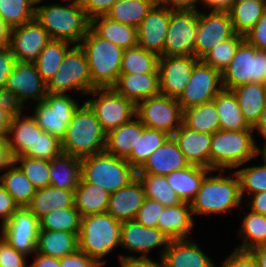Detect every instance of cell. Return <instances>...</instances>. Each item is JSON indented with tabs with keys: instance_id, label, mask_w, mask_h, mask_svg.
<instances>
[{
	"instance_id": "6da1fadb",
	"label": "cell",
	"mask_w": 266,
	"mask_h": 267,
	"mask_svg": "<svg viewBox=\"0 0 266 267\" xmlns=\"http://www.w3.org/2000/svg\"><path fill=\"white\" fill-rule=\"evenodd\" d=\"M69 1L71 3L68 6L52 3L36 7L35 19L47 31L50 39L79 45L90 28V20L80 0Z\"/></svg>"
},
{
	"instance_id": "7a4b0ae2",
	"label": "cell",
	"mask_w": 266,
	"mask_h": 267,
	"mask_svg": "<svg viewBox=\"0 0 266 267\" xmlns=\"http://www.w3.org/2000/svg\"><path fill=\"white\" fill-rule=\"evenodd\" d=\"M106 133L95 112L84 102L75 111L61 139L62 153L85 158L105 150Z\"/></svg>"
},
{
	"instance_id": "3957f363",
	"label": "cell",
	"mask_w": 266,
	"mask_h": 267,
	"mask_svg": "<svg viewBox=\"0 0 266 267\" xmlns=\"http://www.w3.org/2000/svg\"><path fill=\"white\" fill-rule=\"evenodd\" d=\"M254 129L221 130L212 134L210 170L220 172L238 168L261 155L253 136Z\"/></svg>"
},
{
	"instance_id": "277c9868",
	"label": "cell",
	"mask_w": 266,
	"mask_h": 267,
	"mask_svg": "<svg viewBox=\"0 0 266 267\" xmlns=\"http://www.w3.org/2000/svg\"><path fill=\"white\" fill-rule=\"evenodd\" d=\"M79 46L87 58L92 83L97 88L112 87L120 74L124 50L102 39L91 28Z\"/></svg>"
},
{
	"instance_id": "5b68a950",
	"label": "cell",
	"mask_w": 266,
	"mask_h": 267,
	"mask_svg": "<svg viewBox=\"0 0 266 267\" xmlns=\"http://www.w3.org/2000/svg\"><path fill=\"white\" fill-rule=\"evenodd\" d=\"M121 224L107 212L82 217L78 249L97 264H104L101 259L120 245Z\"/></svg>"
},
{
	"instance_id": "8992f818",
	"label": "cell",
	"mask_w": 266,
	"mask_h": 267,
	"mask_svg": "<svg viewBox=\"0 0 266 267\" xmlns=\"http://www.w3.org/2000/svg\"><path fill=\"white\" fill-rule=\"evenodd\" d=\"M136 170L126 159L105 150L81 159V181L114 193L136 177Z\"/></svg>"
},
{
	"instance_id": "52a82bcc",
	"label": "cell",
	"mask_w": 266,
	"mask_h": 267,
	"mask_svg": "<svg viewBox=\"0 0 266 267\" xmlns=\"http://www.w3.org/2000/svg\"><path fill=\"white\" fill-rule=\"evenodd\" d=\"M232 176L219 174L208 177L207 174L195 199L190 203L192 214H218L231 211V208H238L242 201L240 180L235 171Z\"/></svg>"
},
{
	"instance_id": "ba28073f",
	"label": "cell",
	"mask_w": 266,
	"mask_h": 267,
	"mask_svg": "<svg viewBox=\"0 0 266 267\" xmlns=\"http://www.w3.org/2000/svg\"><path fill=\"white\" fill-rule=\"evenodd\" d=\"M221 75L223 89L227 90L248 83L266 84V51L258 50L244 39Z\"/></svg>"
},
{
	"instance_id": "9c48e42d",
	"label": "cell",
	"mask_w": 266,
	"mask_h": 267,
	"mask_svg": "<svg viewBox=\"0 0 266 267\" xmlns=\"http://www.w3.org/2000/svg\"><path fill=\"white\" fill-rule=\"evenodd\" d=\"M95 88L87 58L79 45L72 46L65 54L58 71L47 83L48 93L66 94L69 90H80L87 95Z\"/></svg>"
},
{
	"instance_id": "30bf717a",
	"label": "cell",
	"mask_w": 266,
	"mask_h": 267,
	"mask_svg": "<svg viewBox=\"0 0 266 267\" xmlns=\"http://www.w3.org/2000/svg\"><path fill=\"white\" fill-rule=\"evenodd\" d=\"M99 95L85 101L95 112L103 131L107 134L136 117V105L118 94L112 87L95 88L88 95Z\"/></svg>"
},
{
	"instance_id": "8fae6325",
	"label": "cell",
	"mask_w": 266,
	"mask_h": 267,
	"mask_svg": "<svg viewBox=\"0 0 266 267\" xmlns=\"http://www.w3.org/2000/svg\"><path fill=\"white\" fill-rule=\"evenodd\" d=\"M79 106L67 94L47 93L44 101L36 103L32 117L43 131L61 140Z\"/></svg>"
},
{
	"instance_id": "7c38bea8",
	"label": "cell",
	"mask_w": 266,
	"mask_h": 267,
	"mask_svg": "<svg viewBox=\"0 0 266 267\" xmlns=\"http://www.w3.org/2000/svg\"><path fill=\"white\" fill-rule=\"evenodd\" d=\"M136 116L145 127L172 136L182 125L183 110L176 98L159 94L140 102L136 106Z\"/></svg>"
},
{
	"instance_id": "4fadbf2b",
	"label": "cell",
	"mask_w": 266,
	"mask_h": 267,
	"mask_svg": "<svg viewBox=\"0 0 266 267\" xmlns=\"http://www.w3.org/2000/svg\"><path fill=\"white\" fill-rule=\"evenodd\" d=\"M198 10L170 11L163 56H194Z\"/></svg>"
},
{
	"instance_id": "5bb4252c",
	"label": "cell",
	"mask_w": 266,
	"mask_h": 267,
	"mask_svg": "<svg viewBox=\"0 0 266 267\" xmlns=\"http://www.w3.org/2000/svg\"><path fill=\"white\" fill-rule=\"evenodd\" d=\"M223 89L221 72L199 60L182 94L177 98L182 110L213 101Z\"/></svg>"
},
{
	"instance_id": "9a60e30c",
	"label": "cell",
	"mask_w": 266,
	"mask_h": 267,
	"mask_svg": "<svg viewBox=\"0 0 266 267\" xmlns=\"http://www.w3.org/2000/svg\"><path fill=\"white\" fill-rule=\"evenodd\" d=\"M235 34L228 11L198 12L194 56L201 60L213 47Z\"/></svg>"
},
{
	"instance_id": "2e32d148",
	"label": "cell",
	"mask_w": 266,
	"mask_h": 267,
	"mask_svg": "<svg viewBox=\"0 0 266 267\" xmlns=\"http://www.w3.org/2000/svg\"><path fill=\"white\" fill-rule=\"evenodd\" d=\"M39 230L38 218L27 207H19L11 218L1 225V237L18 252L28 256L36 253Z\"/></svg>"
},
{
	"instance_id": "e0dca14e",
	"label": "cell",
	"mask_w": 266,
	"mask_h": 267,
	"mask_svg": "<svg viewBox=\"0 0 266 267\" xmlns=\"http://www.w3.org/2000/svg\"><path fill=\"white\" fill-rule=\"evenodd\" d=\"M198 61L195 56H159L160 94L177 99L188 84Z\"/></svg>"
},
{
	"instance_id": "ac0fdd59",
	"label": "cell",
	"mask_w": 266,
	"mask_h": 267,
	"mask_svg": "<svg viewBox=\"0 0 266 267\" xmlns=\"http://www.w3.org/2000/svg\"><path fill=\"white\" fill-rule=\"evenodd\" d=\"M50 40L47 31L34 18L12 28L9 46L16 61L34 63Z\"/></svg>"
},
{
	"instance_id": "d6986e66",
	"label": "cell",
	"mask_w": 266,
	"mask_h": 267,
	"mask_svg": "<svg viewBox=\"0 0 266 267\" xmlns=\"http://www.w3.org/2000/svg\"><path fill=\"white\" fill-rule=\"evenodd\" d=\"M5 88L14 92L21 104L28 100L44 101L47 92V83L38 73L35 63L16 62L11 74L8 75Z\"/></svg>"
},
{
	"instance_id": "ffe728a7",
	"label": "cell",
	"mask_w": 266,
	"mask_h": 267,
	"mask_svg": "<svg viewBox=\"0 0 266 267\" xmlns=\"http://www.w3.org/2000/svg\"><path fill=\"white\" fill-rule=\"evenodd\" d=\"M170 240L157 227H146L135 220L124 221L121 224L120 245L130 252H139L140 257H147L151 249L163 245L161 259Z\"/></svg>"
},
{
	"instance_id": "44dd1931",
	"label": "cell",
	"mask_w": 266,
	"mask_h": 267,
	"mask_svg": "<svg viewBox=\"0 0 266 267\" xmlns=\"http://www.w3.org/2000/svg\"><path fill=\"white\" fill-rule=\"evenodd\" d=\"M170 10L154 6L137 28L138 45L158 56H163Z\"/></svg>"
},
{
	"instance_id": "7402d4cb",
	"label": "cell",
	"mask_w": 266,
	"mask_h": 267,
	"mask_svg": "<svg viewBox=\"0 0 266 267\" xmlns=\"http://www.w3.org/2000/svg\"><path fill=\"white\" fill-rule=\"evenodd\" d=\"M190 164L180 151L178 143L169 136L166 141L156 149L137 170L136 174H154L167 176L173 171L181 170Z\"/></svg>"
},
{
	"instance_id": "603a6c76",
	"label": "cell",
	"mask_w": 266,
	"mask_h": 267,
	"mask_svg": "<svg viewBox=\"0 0 266 267\" xmlns=\"http://www.w3.org/2000/svg\"><path fill=\"white\" fill-rule=\"evenodd\" d=\"M145 198L142 183L136 176L127 185L110 194L106 212L120 222L134 220Z\"/></svg>"
},
{
	"instance_id": "cb8c5ba5",
	"label": "cell",
	"mask_w": 266,
	"mask_h": 267,
	"mask_svg": "<svg viewBox=\"0 0 266 267\" xmlns=\"http://www.w3.org/2000/svg\"><path fill=\"white\" fill-rule=\"evenodd\" d=\"M172 136L190 165L210 169L212 134L197 132L182 123Z\"/></svg>"
},
{
	"instance_id": "d4e9b609",
	"label": "cell",
	"mask_w": 266,
	"mask_h": 267,
	"mask_svg": "<svg viewBox=\"0 0 266 267\" xmlns=\"http://www.w3.org/2000/svg\"><path fill=\"white\" fill-rule=\"evenodd\" d=\"M161 260L162 267H215L195 241L171 239Z\"/></svg>"
},
{
	"instance_id": "484cf974",
	"label": "cell",
	"mask_w": 266,
	"mask_h": 267,
	"mask_svg": "<svg viewBox=\"0 0 266 267\" xmlns=\"http://www.w3.org/2000/svg\"><path fill=\"white\" fill-rule=\"evenodd\" d=\"M112 88L137 106L144 99L160 94L159 73L119 74Z\"/></svg>"
},
{
	"instance_id": "4316f807",
	"label": "cell",
	"mask_w": 266,
	"mask_h": 267,
	"mask_svg": "<svg viewBox=\"0 0 266 267\" xmlns=\"http://www.w3.org/2000/svg\"><path fill=\"white\" fill-rule=\"evenodd\" d=\"M37 131L43 130L32 115L22 118L20 114L12 117L6 140L14 158L31 157L36 152ZM10 134L12 138L9 137Z\"/></svg>"
},
{
	"instance_id": "83f0119b",
	"label": "cell",
	"mask_w": 266,
	"mask_h": 267,
	"mask_svg": "<svg viewBox=\"0 0 266 267\" xmlns=\"http://www.w3.org/2000/svg\"><path fill=\"white\" fill-rule=\"evenodd\" d=\"M191 204L182 202L166 206L157 222V228L170 239L188 238L194 226Z\"/></svg>"
},
{
	"instance_id": "f1b7e54d",
	"label": "cell",
	"mask_w": 266,
	"mask_h": 267,
	"mask_svg": "<svg viewBox=\"0 0 266 267\" xmlns=\"http://www.w3.org/2000/svg\"><path fill=\"white\" fill-rule=\"evenodd\" d=\"M144 129L145 126L136 116V120L132 119L109 131L106 134L105 151L119 158L127 159Z\"/></svg>"
},
{
	"instance_id": "f546056e",
	"label": "cell",
	"mask_w": 266,
	"mask_h": 267,
	"mask_svg": "<svg viewBox=\"0 0 266 267\" xmlns=\"http://www.w3.org/2000/svg\"><path fill=\"white\" fill-rule=\"evenodd\" d=\"M240 107L245 121L254 127L262 114L266 101L265 83H248L231 90Z\"/></svg>"
},
{
	"instance_id": "4dcf8cb0",
	"label": "cell",
	"mask_w": 266,
	"mask_h": 267,
	"mask_svg": "<svg viewBox=\"0 0 266 267\" xmlns=\"http://www.w3.org/2000/svg\"><path fill=\"white\" fill-rule=\"evenodd\" d=\"M74 207V191L47 186L35 191L27 208L40 220L55 209Z\"/></svg>"
},
{
	"instance_id": "1f68e13d",
	"label": "cell",
	"mask_w": 266,
	"mask_h": 267,
	"mask_svg": "<svg viewBox=\"0 0 266 267\" xmlns=\"http://www.w3.org/2000/svg\"><path fill=\"white\" fill-rule=\"evenodd\" d=\"M90 28L102 39L108 40L123 50L138 45L137 29L122 24L106 16H98L90 21Z\"/></svg>"
},
{
	"instance_id": "d6a6232c",
	"label": "cell",
	"mask_w": 266,
	"mask_h": 267,
	"mask_svg": "<svg viewBox=\"0 0 266 267\" xmlns=\"http://www.w3.org/2000/svg\"><path fill=\"white\" fill-rule=\"evenodd\" d=\"M210 172L212 170L208 168L189 165L184 169L173 171L166 176V179L182 202L191 203L195 199L204 177Z\"/></svg>"
},
{
	"instance_id": "836d02e7",
	"label": "cell",
	"mask_w": 266,
	"mask_h": 267,
	"mask_svg": "<svg viewBox=\"0 0 266 267\" xmlns=\"http://www.w3.org/2000/svg\"><path fill=\"white\" fill-rule=\"evenodd\" d=\"M49 173L51 186L75 191L81 179V159L61 153L50 161Z\"/></svg>"
},
{
	"instance_id": "e575fe53",
	"label": "cell",
	"mask_w": 266,
	"mask_h": 267,
	"mask_svg": "<svg viewBox=\"0 0 266 267\" xmlns=\"http://www.w3.org/2000/svg\"><path fill=\"white\" fill-rule=\"evenodd\" d=\"M78 249V235L67 231L39 230L36 253L62 258Z\"/></svg>"
},
{
	"instance_id": "d590c367",
	"label": "cell",
	"mask_w": 266,
	"mask_h": 267,
	"mask_svg": "<svg viewBox=\"0 0 266 267\" xmlns=\"http://www.w3.org/2000/svg\"><path fill=\"white\" fill-rule=\"evenodd\" d=\"M110 193L100 186L80 180L74 191V207L81 217L105 213L109 204Z\"/></svg>"
},
{
	"instance_id": "8d00e7d4",
	"label": "cell",
	"mask_w": 266,
	"mask_h": 267,
	"mask_svg": "<svg viewBox=\"0 0 266 267\" xmlns=\"http://www.w3.org/2000/svg\"><path fill=\"white\" fill-rule=\"evenodd\" d=\"M266 10V0H235L228 10L236 34L245 36Z\"/></svg>"
},
{
	"instance_id": "74e56055",
	"label": "cell",
	"mask_w": 266,
	"mask_h": 267,
	"mask_svg": "<svg viewBox=\"0 0 266 267\" xmlns=\"http://www.w3.org/2000/svg\"><path fill=\"white\" fill-rule=\"evenodd\" d=\"M213 101L217 108L221 130L253 129L245 121L237 99L231 90L222 89Z\"/></svg>"
},
{
	"instance_id": "f35d334b",
	"label": "cell",
	"mask_w": 266,
	"mask_h": 267,
	"mask_svg": "<svg viewBox=\"0 0 266 267\" xmlns=\"http://www.w3.org/2000/svg\"><path fill=\"white\" fill-rule=\"evenodd\" d=\"M0 183L13 197L18 207H27L36 191L32 183L15 162L0 176Z\"/></svg>"
},
{
	"instance_id": "ab89813d",
	"label": "cell",
	"mask_w": 266,
	"mask_h": 267,
	"mask_svg": "<svg viewBox=\"0 0 266 267\" xmlns=\"http://www.w3.org/2000/svg\"><path fill=\"white\" fill-rule=\"evenodd\" d=\"M182 123L197 132L215 133L220 129L215 102L211 101L184 109Z\"/></svg>"
},
{
	"instance_id": "60d3db41",
	"label": "cell",
	"mask_w": 266,
	"mask_h": 267,
	"mask_svg": "<svg viewBox=\"0 0 266 267\" xmlns=\"http://www.w3.org/2000/svg\"><path fill=\"white\" fill-rule=\"evenodd\" d=\"M153 7L154 5L146 0H118L105 16L137 29Z\"/></svg>"
},
{
	"instance_id": "b9f144b4",
	"label": "cell",
	"mask_w": 266,
	"mask_h": 267,
	"mask_svg": "<svg viewBox=\"0 0 266 267\" xmlns=\"http://www.w3.org/2000/svg\"><path fill=\"white\" fill-rule=\"evenodd\" d=\"M69 42L51 39L34 62L41 78L48 83L58 71L65 54L72 48Z\"/></svg>"
},
{
	"instance_id": "7bdbcfd3",
	"label": "cell",
	"mask_w": 266,
	"mask_h": 267,
	"mask_svg": "<svg viewBox=\"0 0 266 267\" xmlns=\"http://www.w3.org/2000/svg\"><path fill=\"white\" fill-rule=\"evenodd\" d=\"M159 56L147 51L141 46L128 48L123 51L120 74L128 73H159Z\"/></svg>"
},
{
	"instance_id": "ee69618b",
	"label": "cell",
	"mask_w": 266,
	"mask_h": 267,
	"mask_svg": "<svg viewBox=\"0 0 266 267\" xmlns=\"http://www.w3.org/2000/svg\"><path fill=\"white\" fill-rule=\"evenodd\" d=\"M166 132L145 127L132 148L131 155L126 159L137 171L148 157L158 149L169 137Z\"/></svg>"
},
{
	"instance_id": "f6af8a7d",
	"label": "cell",
	"mask_w": 266,
	"mask_h": 267,
	"mask_svg": "<svg viewBox=\"0 0 266 267\" xmlns=\"http://www.w3.org/2000/svg\"><path fill=\"white\" fill-rule=\"evenodd\" d=\"M142 183L146 198L156 200L163 206H176L182 203L180 197L168 184L166 176L136 174Z\"/></svg>"
},
{
	"instance_id": "bcb514c9",
	"label": "cell",
	"mask_w": 266,
	"mask_h": 267,
	"mask_svg": "<svg viewBox=\"0 0 266 267\" xmlns=\"http://www.w3.org/2000/svg\"><path fill=\"white\" fill-rule=\"evenodd\" d=\"M239 236L243 238V244L235 248L239 251H250L251 249L266 245V216L255 212H248L243 218Z\"/></svg>"
},
{
	"instance_id": "7dc6e473",
	"label": "cell",
	"mask_w": 266,
	"mask_h": 267,
	"mask_svg": "<svg viewBox=\"0 0 266 267\" xmlns=\"http://www.w3.org/2000/svg\"><path fill=\"white\" fill-rule=\"evenodd\" d=\"M81 215L75 207L55 209L39 220V229L67 231L79 235Z\"/></svg>"
},
{
	"instance_id": "c3c4849f",
	"label": "cell",
	"mask_w": 266,
	"mask_h": 267,
	"mask_svg": "<svg viewBox=\"0 0 266 267\" xmlns=\"http://www.w3.org/2000/svg\"><path fill=\"white\" fill-rule=\"evenodd\" d=\"M35 11L30 0H0V16L11 28L33 20Z\"/></svg>"
},
{
	"instance_id": "681fc988",
	"label": "cell",
	"mask_w": 266,
	"mask_h": 267,
	"mask_svg": "<svg viewBox=\"0 0 266 267\" xmlns=\"http://www.w3.org/2000/svg\"><path fill=\"white\" fill-rule=\"evenodd\" d=\"M14 162L21 164L19 167L36 190L50 186V161L18 156Z\"/></svg>"
},
{
	"instance_id": "f907efd6",
	"label": "cell",
	"mask_w": 266,
	"mask_h": 267,
	"mask_svg": "<svg viewBox=\"0 0 266 267\" xmlns=\"http://www.w3.org/2000/svg\"><path fill=\"white\" fill-rule=\"evenodd\" d=\"M243 40L244 36L235 34L213 47L201 60L222 73L234 58L238 45Z\"/></svg>"
},
{
	"instance_id": "816d5d0a",
	"label": "cell",
	"mask_w": 266,
	"mask_h": 267,
	"mask_svg": "<svg viewBox=\"0 0 266 267\" xmlns=\"http://www.w3.org/2000/svg\"><path fill=\"white\" fill-rule=\"evenodd\" d=\"M263 165L251 166L237 170L236 173L240 180V193L243 197L244 192L257 194L266 191V159H263Z\"/></svg>"
},
{
	"instance_id": "f5cc1de1",
	"label": "cell",
	"mask_w": 266,
	"mask_h": 267,
	"mask_svg": "<svg viewBox=\"0 0 266 267\" xmlns=\"http://www.w3.org/2000/svg\"><path fill=\"white\" fill-rule=\"evenodd\" d=\"M62 153L61 140L45 131H37L36 152L31 158L51 161Z\"/></svg>"
},
{
	"instance_id": "db71d44e",
	"label": "cell",
	"mask_w": 266,
	"mask_h": 267,
	"mask_svg": "<svg viewBox=\"0 0 266 267\" xmlns=\"http://www.w3.org/2000/svg\"><path fill=\"white\" fill-rule=\"evenodd\" d=\"M164 207L156 200L145 198L134 220L146 227H157L158 219H160Z\"/></svg>"
},
{
	"instance_id": "11a10c76",
	"label": "cell",
	"mask_w": 266,
	"mask_h": 267,
	"mask_svg": "<svg viewBox=\"0 0 266 267\" xmlns=\"http://www.w3.org/2000/svg\"><path fill=\"white\" fill-rule=\"evenodd\" d=\"M26 255L0 238V267H26Z\"/></svg>"
},
{
	"instance_id": "9f6ffc18",
	"label": "cell",
	"mask_w": 266,
	"mask_h": 267,
	"mask_svg": "<svg viewBox=\"0 0 266 267\" xmlns=\"http://www.w3.org/2000/svg\"><path fill=\"white\" fill-rule=\"evenodd\" d=\"M244 39L258 50L266 51V10Z\"/></svg>"
},
{
	"instance_id": "6f0895ef",
	"label": "cell",
	"mask_w": 266,
	"mask_h": 267,
	"mask_svg": "<svg viewBox=\"0 0 266 267\" xmlns=\"http://www.w3.org/2000/svg\"><path fill=\"white\" fill-rule=\"evenodd\" d=\"M87 18L91 21L98 16H105L118 0H80Z\"/></svg>"
},
{
	"instance_id": "680465c9",
	"label": "cell",
	"mask_w": 266,
	"mask_h": 267,
	"mask_svg": "<svg viewBox=\"0 0 266 267\" xmlns=\"http://www.w3.org/2000/svg\"><path fill=\"white\" fill-rule=\"evenodd\" d=\"M0 107L12 117L22 114V110L25 108L17 95L5 87L0 88Z\"/></svg>"
},
{
	"instance_id": "91938a15",
	"label": "cell",
	"mask_w": 266,
	"mask_h": 267,
	"mask_svg": "<svg viewBox=\"0 0 266 267\" xmlns=\"http://www.w3.org/2000/svg\"><path fill=\"white\" fill-rule=\"evenodd\" d=\"M16 60L10 46L0 48V88H4L8 75L12 73Z\"/></svg>"
},
{
	"instance_id": "94428289",
	"label": "cell",
	"mask_w": 266,
	"mask_h": 267,
	"mask_svg": "<svg viewBox=\"0 0 266 267\" xmlns=\"http://www.w3.org/2000/svg\"><path fill=\"white\" fill-rule=\"evenodd\" d=\"M98 264L83 251L77 249L74 253L60 258V267H97Z\"/></svg>"
},
{
	"instance_id": "6125c7cd",
	"label": "cell",
	"mask_w": 266,
	"mask_h": 267,
	"mask_svg": "<svg viewBox=\"0 0 266 267\" xmlns=\"http://www.w3.org/2000/svg\"><path fill=\"white\" fill-rule=\"evenodd\" d=\"M220 267H258V264L249 251L235 249Z\"/></svg>"
},
{
	"instance_id": "be15d7a7",
	"label": "cell",
	"mask_w": 266,
	"mask_h": 267,
	"mask_svg": "<svg viewBox=\"0 0 266 267\" xmlns=\"http://www.w3.org/2000/svg\"><path fill=\"white\" fill-rule=\"evenodd\" d=\"M18 208L19 207L14 202L13 197L0 183V217L2 218L1 225L7 222Z\"/></svg>"
},
{
	"instance_id": "e7e4bbea",
	"label": "cell",
	"mask_w": 266,
	"mask_h": 267,
	"mask_svg": "<svg viewBox=\"0 0 266 267\" xmlns=\"http://www.w3.org/2000/svg\"><path fill=\"white\" fill-rule=\"evenodd\" d=\"M120 258V267H162L161 260L155 262L149 257L122 256Z\"/></svg>"
},
{
	"instance_id": "03108f58",
	"label": "cell",
	"mask_w": 266,
	"mask_h": 267,
	"mask_svg": "<svg viewBox=\"0 0 266 267\" xmlns=\"http://www.w3.org/2000/svg\"><path fill=\"white\" fill-rule=\"evenodd\" d=\"M197 1L199 0H162L161 7H165L170 11H191L197 10Z\"/></svg>"
},
{
	"instance_id": "003e7915",
	"label": "cell",
	"mask_w": 266,
	"mask_h": 267,
	"mask_svg": "<svg viewBox=\"0 0 266 267\" xmlns=\"http://www.w3.org/2000/svg\"><path fill=\"white\" fill-rule=\"evenodd\" d=\"M250 197L252 199L249 202H252L251 204L248 202V205H250L251 211L266 216V191L252 194Z\"/></svg>"
},
{
	"instance_id": "a7ac6f4b",
	"label": "cell",
	"mask_w": 266,
	"mask_h": 267,
	"mask_svg": "<svg viewBox=\"0 0 266 267\" xmlns=\"http://www.w3.org/2000/svg\"><path fill=\"white\" fill-rule=\"evenodd\" d=\"M14 162L6 138H0V170L7 169Z\"/></svg>"
},
{
	"instance_id": "89a4df30",
	"label": "cell",
	"mask_w": 266,
	"mask_h": 267,
	"mask_svg": "<svg viewBox=\"0 0 266 267\" xmlns=\"http://www.w3.org/2000/svg\"><path fill=\"white\" fill-rule=\"evenodd\" d=\"M35 261L29 267H60V259L36 253Z\"/></svg>"
},
{
	"instance_id": "2644e50d",
	"label": "cell",
	"mask_w": 266,
	"mask_h": 267,
	"mask_svg": "<svg viewBox=\"0 0 266 267\" xmlns=\"http://www.w3.org/2000/svg\"><path fill=\"white\" fill-rule=\"evenodd\" d=\"M204 2L212 11H228L235 0H199Z\"/></svg>"
},
{
	"instance_id": "8c879c8a",
	"label": "cell",
	"mask_w": 266,
	"mask_h": 267,
	"mask_svg": "<svg viewBox=\"0 0 266 267\" xmlns=\"http://www.w3.org/2000/svg\"><path fill=\"white\" fill-rule=\"evenodd\" d=\"M12 28L0 16V48L10 44Z\"/></svg>"
},
{
	"instance_id": "753ad0ef",
	"label": "cell",
	"mask_w": 266,
	"mask_h": 267,
	"mask_svg": "<svg viewBox=\"0 0 266 267\" xmlns=\"http://www.w3.org/2000/svg\"><path fill=\"white\" fill-rule=\"evenodd\" d=\"M11 120H12V116L0 107V138L1 139L6 138L8 127L11 123Z\"/></svg>"
},
{
	"instance_id": "34e18365",
	"label": "cell",
	"mask_w": 266,
	"mask_h": 267,
	"mask_svg": "<svg viewBox=\"0 0 266 267\" xmlns=\"http://www.w3.org/2000/svg\"><path fill=\"white\" fill-rule=\"evenodd\" d=\"M249 252L256 259L258 267H266V245L257 246Z\"/></svg>"
},
{
	"instance_id": "11e5206c",
	"label": "cell",
	"mask_w": 266,
	"mask_h": 267,
	"mask_svg": "<svg viewBox=\"0 0 266 267\" xmlns=\"http://www.w3.org/2000/svg\"><path fill=\"white\" fill-rule=\"evenodd\" d=\"M254 130H258L260 135H262L265 138L266 141V101L264 108L262 110V114L260 115V118L257 122V124L253 127Z\"/></svg>"
},
{
	"instance_id": "2a66077c",
	"label": "cell",
	"mask_w": 266,
	"mask_h": 267,
	"mask_svg": "<svg viewBox=\"0 0 266 267\" xmlns=\"http://www.w3.org/2000/svg\"><path fill=\"white\" fill-rule=\"evenodd\" d=\"M259 153L262 154V159H266V141L264 142L263 148L259 149Z\"/></svg>"
},
{
	"instance_id": "b9fcfbb0",
	"label": "cell",
	"mask_w": 266,
	"mask_h": 267,
	"mask_svg": "<svg viewBox=\"0 0 266 267\" xmlns=\"http://www.w3.org/2000/svg\"><path fill=\"white\" fill-rule=\"evenodd\" d=\"M146 1L150 2L154 6H161L162 0H146Z\"/></svg>"
},
{
	"instance_id": "09005b40",
	"label": "cell",
	"mask_w": 266,
	"mask_h": 267,
	"mask_svg": "<svg viewBox=\"0 0 266 267\" xmlns=\"http://www.w3.org/2000/svg\"><path fill=\"white\" fill-rule=\"evenodd\" d=\"M30 1H31V2L34 4V6H35L36 4L42 2L43 0H30Z\"/></svg>"
}]
</instances>
